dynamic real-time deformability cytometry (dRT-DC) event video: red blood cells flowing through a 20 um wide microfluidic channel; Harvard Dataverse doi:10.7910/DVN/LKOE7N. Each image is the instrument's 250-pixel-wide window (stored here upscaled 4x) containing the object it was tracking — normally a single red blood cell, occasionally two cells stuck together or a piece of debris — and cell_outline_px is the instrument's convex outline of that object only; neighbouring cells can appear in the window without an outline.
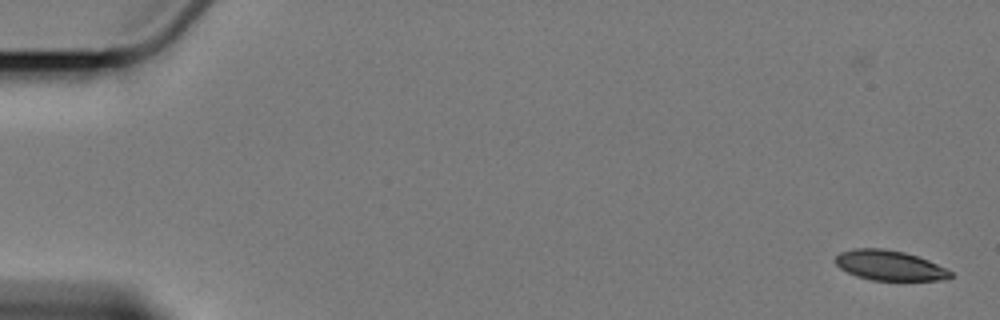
{"species": "Egyptian fruit bat (a non-hibernating species)", "species_latin": "Rousettus aegyptiacus", "temperature_condition": "cold", "stored_images_in_passage": 7, "camera_frame_rate_fps": 3000, "um_per_image_px": 0.085, "animal": {"sex": "female"}, "frame": {"image": 1, "passage_image": 2, "time_ms": 1.333, "image_size_px": [1000, 320], "cell_outline_px": [[952, 276], [940, 280], [872, 280], [856, 276], [840, 268], [836, 264], [836, 256], [840, 252], [852, 248], [884, 248], [904, 252], [928, 260], [952, 272]], "centroid_in_image_um": [75.57, 22.55], "position_along_channel_um": 9.4, "area_um2": 19.94}}
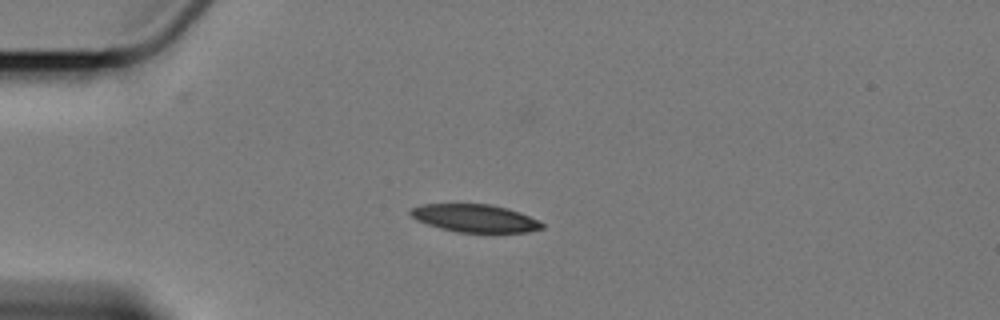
{"frame": {"image": 2, "passage_image": 6, "time_ms": 6.0, "image_size_px": [1000, 320], "cell_outline_px": [[544, 228], [528, 232], [456, 232], [440, 228], [416, 220], [408, 212], [412, 208], [424, 204], [492, 204], [520, 212], [544, 224]], "centroid_in_image_um": [40.36, 18.55], "position_along_channel_um": 44.6, "area_um2": 21.15}}